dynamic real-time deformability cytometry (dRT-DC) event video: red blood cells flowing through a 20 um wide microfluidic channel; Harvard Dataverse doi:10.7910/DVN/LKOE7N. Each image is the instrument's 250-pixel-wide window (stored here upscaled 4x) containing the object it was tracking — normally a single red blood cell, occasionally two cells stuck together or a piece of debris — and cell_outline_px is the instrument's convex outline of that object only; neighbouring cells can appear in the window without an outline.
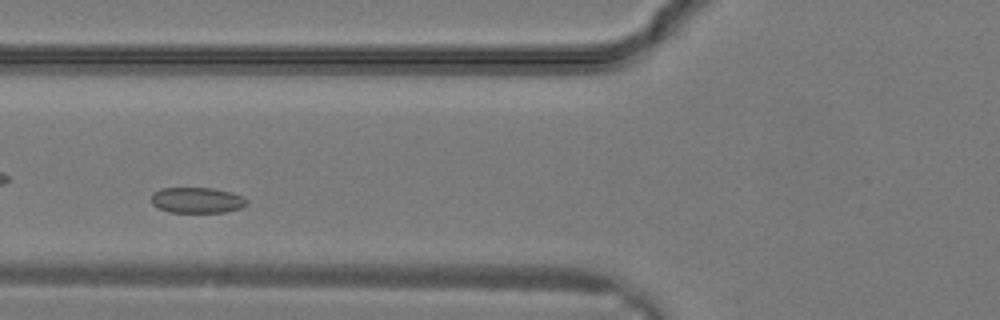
{"species": "common noctule bat (a hibernating species)", "species_latin": "Nyctalus noctula", "temperature_condition": "warm", "stored_images_in_passage": 24, "camera_frame_rate_fps": 3000, "um_per_image_px": 0.085, "animal": {"sex": "male", "body_mass_g": 19.2, "forearm_length_mm": 51.8}, "frame": {"image": 1, "passage_image": 5, "time_ms": 1.333, "image_size_px": [1000, 320], "cell_outline_px": [[248, 204], [240, 208], [224, 212], [168, 212], [152, 204], [152, 192], [160, 188], [212, 188], [232, 192], [248, 200]], "centroid_in_image_um": [16.74, 17.01], "position_along_channel_um": 109.1, "area_um2": 14.28}}
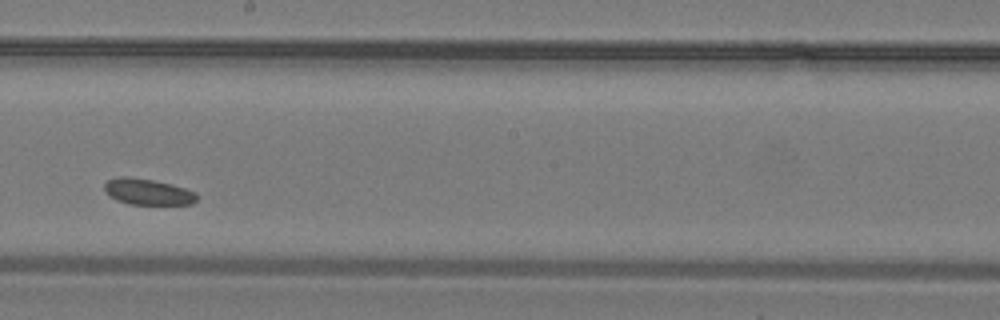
{"frame": {"image": 2, "passage_image": 11, "time_ms": 3.333, "image_size_px": [1000, 320], "cell_outline_px": [[196, 200], [192, 204], [128, 204], [116, 200], [108, 196], [104, 192], [104, 184], [108, 180], [120, 176], [128, 176], [152, 180], [172, 184], [196, 192]], "centroid_in_image_um": [12.51, 16.3], "position_along_channel_um": 235.7, "area_um2": 14.1}}
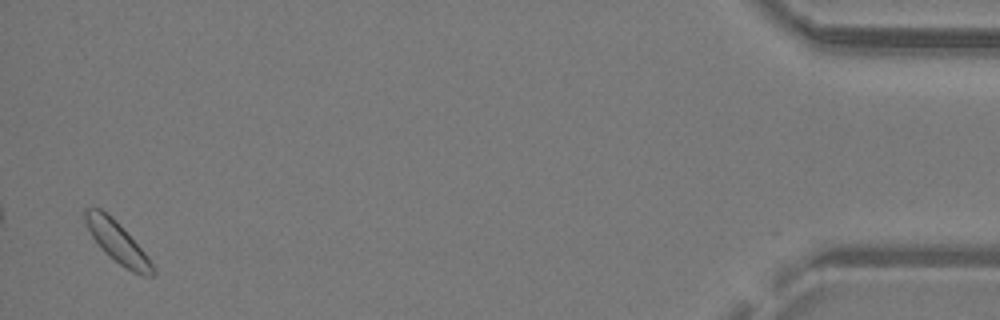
{"frame": {"image": 3, "passage_image": 24, "time_ms": 7.667, "image_size_px": [1000, 320], "cell_outline_px": [[156, 272], [152, 276], [144, 276], [132, 272], [120, 264], [104, 252], [92, 236], [84, 220], [84, 208], [100, 208], [112, 216], [116, 220], [144, 252], [152, 264]], "centroid_in_image_um": [9.96, 20.57], "position_along_channel_um": 425.2, "area_um2": 15.9}}